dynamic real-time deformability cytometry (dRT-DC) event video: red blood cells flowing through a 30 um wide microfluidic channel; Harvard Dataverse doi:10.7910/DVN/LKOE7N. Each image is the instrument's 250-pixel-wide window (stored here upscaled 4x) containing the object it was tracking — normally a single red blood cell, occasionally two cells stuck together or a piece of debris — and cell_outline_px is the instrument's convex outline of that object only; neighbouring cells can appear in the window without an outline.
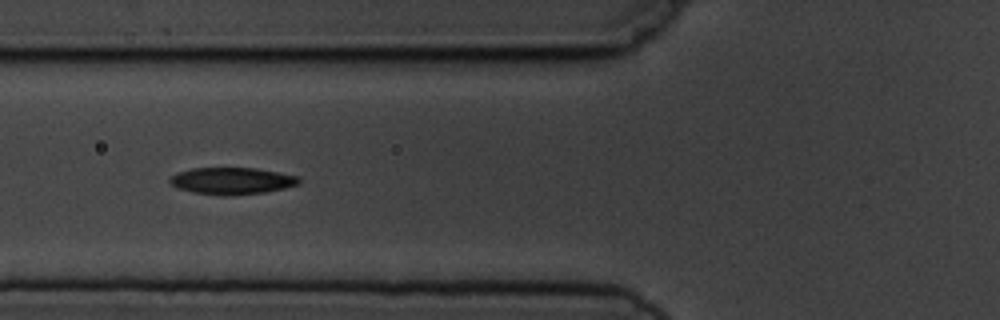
{"species": "common noctule bat (a hibernating species)", "species_latin": "Nyctalus noctula", "temperature_condition": "cold", "stored_images_in_passage": 9, "camera_frame_rate_fps": 3000, "um_per_image_px": 0.085, "animal": {"sex": "male", "body_mass_g": 19.5, "forearm_length_mm": 54.6}, "frame": {"image": 1, "passage_image": 4, "time_ms": 3.667, "image_size_px": [1000, 320], "cell_outline_px": [[300, 184], [284, 188], [264, 192], [228, 196], [224, 196], [192, 192], [176, 188], [168, 180], [176, 172], [192, 168], [256, 168], [300, 176]], "centroid_in_image_um": [19.71, 15.37], "position_along_channel_um": 106.1, "area_um2": 20.35}}
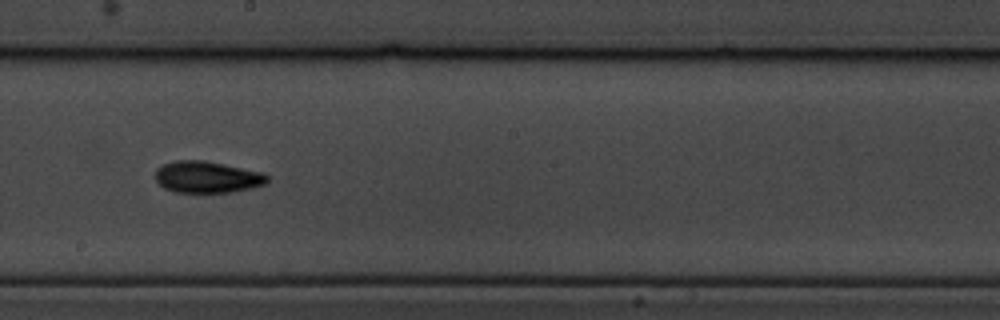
{"frame": {"image": 2, "passage_image": 7, "time_ms": 7.0, "image_size_px": [1000, 320], "cell_outline_px": [[268, 180], [264, 184], [252, 188], [232, 192], [176, 192], [164, 188], [156, 180], [156, 168], [164, 164], [176, 160], [204, 160], [264, 172], [268, 176]], "centroid_in_image_um": [17.62, 15.04], "position_along_channel_um": 230.6, "area_um2": 20.63}}
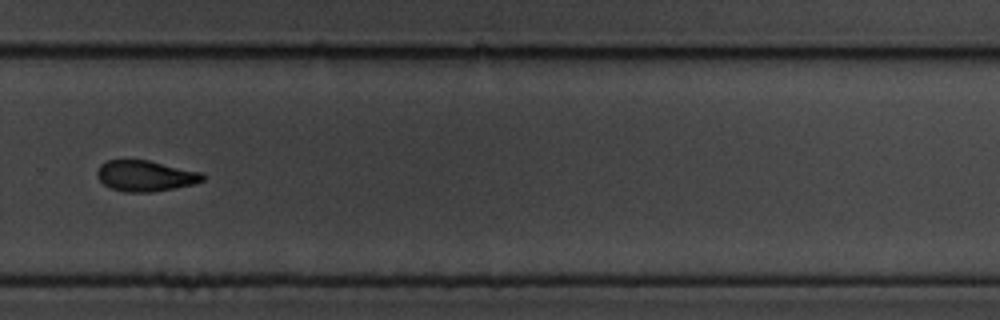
{"frame": {"image": 3, "passage_image": 9, "time_ms": 9.333, "image_size_px": [1000, 320], "cell_outline_px": [[204, 180], [196, 184], [176, 188], [152, 192], [124, 192], [112, 188], [104, 184], [96, 176], [96, 172], [100, 164], [108, 160], [148, 160], [204, 172]], "centroid_in_image_um": [12.4, 14.95], "position_along_channel_um": 317.4, "area_um2": 19.19}}